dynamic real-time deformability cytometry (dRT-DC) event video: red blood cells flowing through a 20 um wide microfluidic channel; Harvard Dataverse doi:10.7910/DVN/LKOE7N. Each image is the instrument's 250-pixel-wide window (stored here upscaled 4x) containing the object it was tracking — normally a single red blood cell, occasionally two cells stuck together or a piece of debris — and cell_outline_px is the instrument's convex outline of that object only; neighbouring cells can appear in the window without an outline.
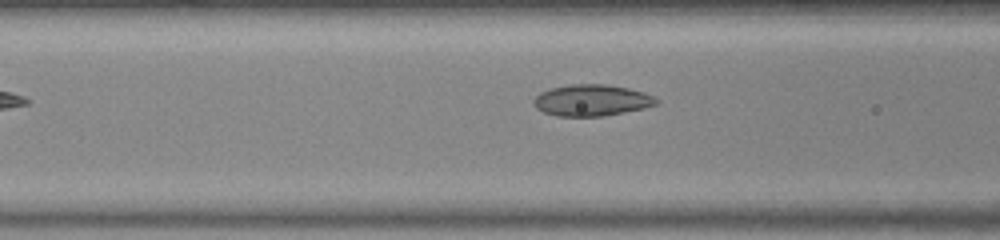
{"species": "common noctule bat (a hibernating species)", "species_latin": "Nyctalus noctula", "temperature_condition": "warm", "stored_images_in_passage": 9, "camera_frame_rate_fps": 3000, "um_per_image_px": 0.085, "animal": {"sex": "female", "body_mass_g": 23.0, "forearm_length_mm": 53.4}, "frame": {"image": 1, "passage_image": 7, "time_ms": 2.0, "image_size_px": [1000, 240], "cell_outline_px": [[660, 100], [656, 104], [644, 108], [604, 116], [556, 116], [544, 112], [536, 108], [532, 104], [532, 100], [540, 92], [552, 88], [572, 84], [608, 84], [628, 88], [644, 92]], "centroid_in_image_um": [50.27, 8.52], "position_along_channel_um": 116.3, "area_um2": 22.48}}